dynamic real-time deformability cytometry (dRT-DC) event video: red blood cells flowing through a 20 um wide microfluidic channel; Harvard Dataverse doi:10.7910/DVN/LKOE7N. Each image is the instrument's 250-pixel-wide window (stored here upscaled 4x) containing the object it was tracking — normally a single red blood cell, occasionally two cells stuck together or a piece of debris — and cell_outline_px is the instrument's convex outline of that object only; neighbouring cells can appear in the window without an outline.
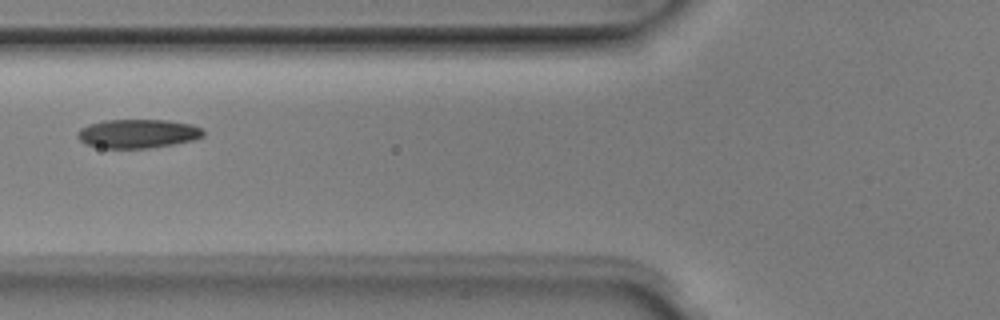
{"species": "Egyptian fruit bat (a non-hibernating species)", "species_latin": "Rousettus aegyptiacus", "temperature_condition": "room temperature", "stored_images_in_passage": 7, "camera_frame_rate_fps": 3000, "um_per_image_px": 0.085, "animal": {"sex": "male"}, "frame": {"image": 1, "passage_image": 6, "time_ms": 1.667, "image_size_px": [1000, 320], "cell_outline_px": [[204, 136], [192, 140], [172, 144], [148, 148], [104, 148], [84, 144], [76, 136], [76, 132], [80, 128], [88, 124], [104, 120], [168, 120], [192, 124], [200, 128], [204, 132]], "centroid_in_image_um": [11.67, 11.35], "position_along_channel_um": 114.1, "area_um2": 21.21}}
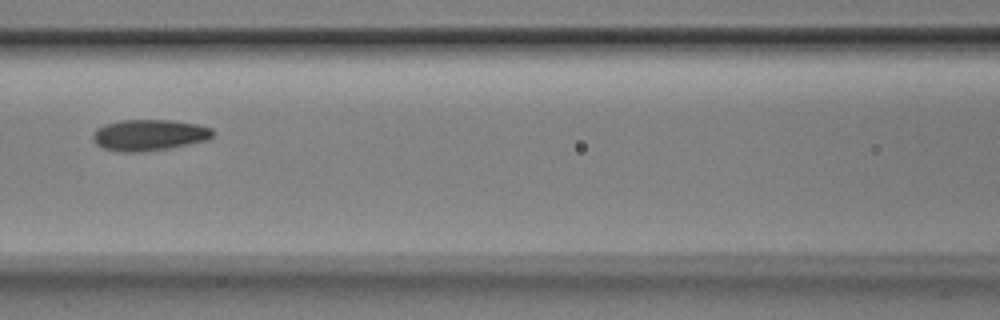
{"frame": {"image": 2, "passage_image": 7, "time_ms": 2.0, "image_size_px": [1000, 320], "cell_outline_px": [[216, 132], [208, 140], [168, 148], [144, 152], [120, 152], [104, 148], [96, 144], [92, 140], [92, 132], [96, 128], [104, 124], [120, 120], [172, 120], [200, 124], [212, 128]], "centroid_in_image_um": [12.67, 11.47], "position_along_channel_um": 153.9, "area_um2": 22.14}}